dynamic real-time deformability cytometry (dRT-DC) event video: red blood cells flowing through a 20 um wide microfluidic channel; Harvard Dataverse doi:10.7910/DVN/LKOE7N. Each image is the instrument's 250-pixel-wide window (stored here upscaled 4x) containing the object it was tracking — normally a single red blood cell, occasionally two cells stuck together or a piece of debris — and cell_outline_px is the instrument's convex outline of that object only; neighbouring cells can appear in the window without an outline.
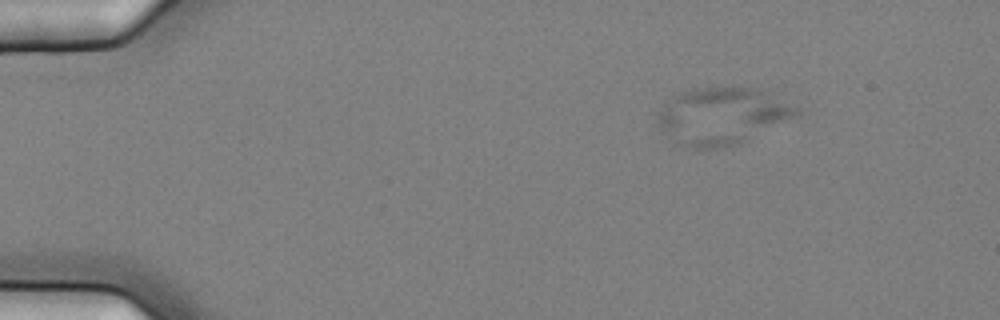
{"species": "common noctule bat (a hibernating species)", "species_latin": "Nyctalus noctula", "temperature_condition": "cold", "stored_images_in_passage": 7, "camera_frame_rate_fps": 3000, "um_per_image_px": 0.085, "animal": {"sex": "female", "body_mass_g": 25.1}, "frame": {"image": 1, "passage_image": 4, "time_ms": 1.0, "image_size_px": [1000, 320], "cell_outline_px": [[800, 116], [740, 144], [716, 148], [696, 148], [684, 144], [660, 128], [660, 112], [680, 92], [704, 88], [760, 88], [800, 108]], "centroid_in_image_um": [61.55, 9.86], "position_along_channel_um": 23.4, "area_um2": 45.03}}
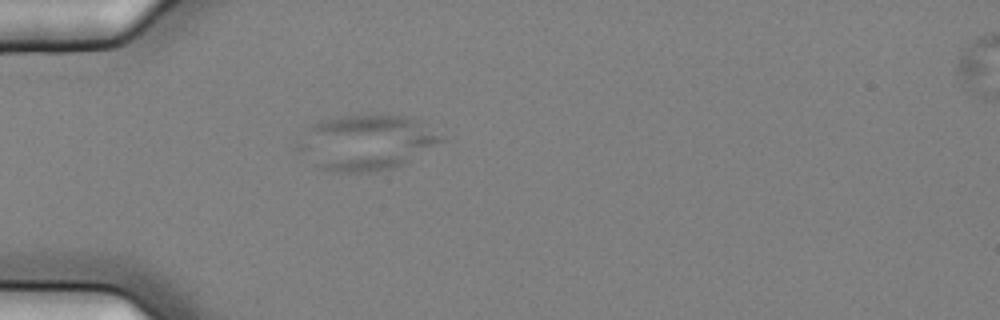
{"frame": {"image": 2, "passage_image": 6, "time_ms": 1.667, "image_size_px": [1000, 320], "cell_outline_px": [[448, 140], [392, 168], [372, 172], [332, 172], [320, 168], [300, 152], [296, 148], [296, 136], [308, 128], [324, 120], [344, 116], [416, 116], [444, 136]], "centroid_in_image_um": [31.16, 12.1], "position_along_channel_um": 53.8, "area_um2": 46.12}}